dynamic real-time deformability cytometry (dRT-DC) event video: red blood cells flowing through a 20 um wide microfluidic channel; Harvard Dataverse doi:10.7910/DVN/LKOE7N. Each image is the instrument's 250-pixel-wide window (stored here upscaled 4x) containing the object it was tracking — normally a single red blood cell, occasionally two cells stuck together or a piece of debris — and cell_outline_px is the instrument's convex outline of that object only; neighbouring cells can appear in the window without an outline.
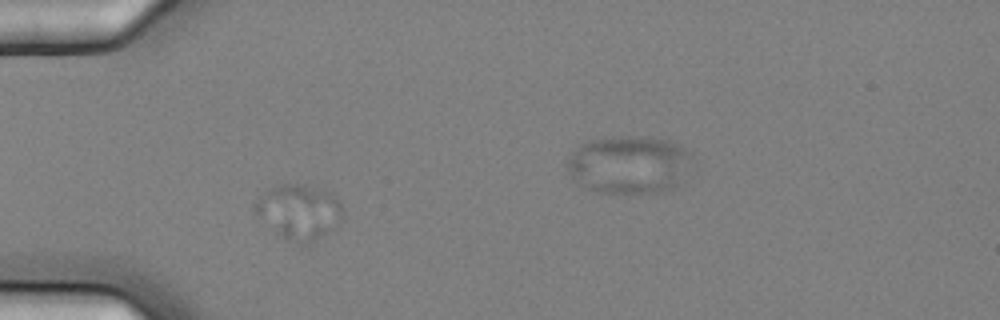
{"species": "common noctule bat (a hibernating species)", "species_latin": "Nyctalus noctula", "temperature_condition": "cold", "stored_images_in_passage": 7, "segment_of_instrument_passage": [1, 2], "camera_frame_rate_fps": 3000, "um_per_image_px": 0.085, "animal": {"sex": "female", "body_mass_g": 25.1}, "frame": {"image": 1, "passage_image": 5, "time_ms": 1.333, "image_size_px": [1000, 320], "cell_outline_px": [[344, 216], [340, 224], [328, 232], [308, 244], [288, 240], [276, 232], [256, 212], [256, 200], [264, 192], [280, 184], [300, 184], [332, 192], [336, 196], [344, 212]], "centroid_in_image_um": [25.49, 17.99], "position_along_channel_um": 59.5, "area_um2": 27.51}}